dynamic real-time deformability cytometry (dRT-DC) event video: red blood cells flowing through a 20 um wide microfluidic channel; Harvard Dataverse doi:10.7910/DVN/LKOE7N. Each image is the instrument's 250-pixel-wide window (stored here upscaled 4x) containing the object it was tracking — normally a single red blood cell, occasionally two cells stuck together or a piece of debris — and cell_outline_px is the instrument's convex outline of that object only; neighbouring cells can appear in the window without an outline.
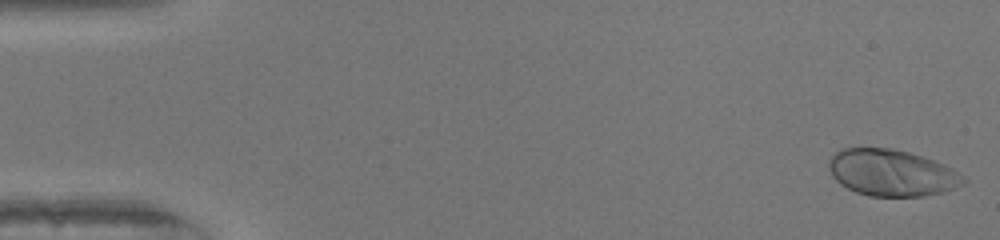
{"species": "human", "species_latin": "Homo sapiens", "temperature_condition": "warm", "stored_images_in_passage": 51, "camera_frame_rate_fps": 3000, "um_per_image_px": 0.085, "donor": {"sex": "female"}, "frame": {"image": 1, "passage_image": 1, "time_ms": 0.0, "image_size_px": [1000, 240], "cell_outline_px": [[968, 180], [964, 184], [944, 192], [924, 196], [868, 196], [856, 192], [840, 184], [832, 176], [828, 168], [828, 160], [836, 152], [844, 148], [892, 148], [908, 152], [944, 164], [952, 168]], "centroid_in_image_um": [75.79, 14.69], "position_along_channel_um": 9.2, "area_um2": 36.53}}
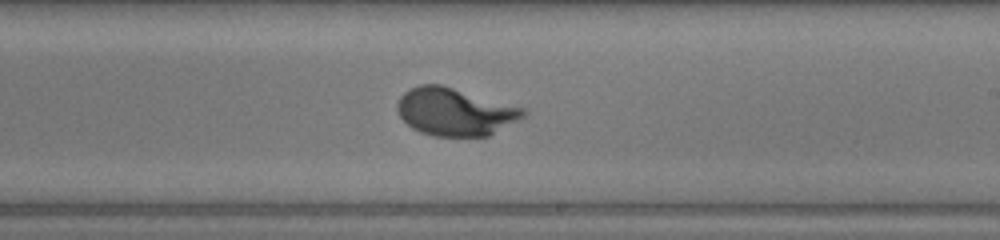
{"frame": {"image": 2, "passage_image": 30, "time_ms": 9.667, "image_size_px": [1000, 240], "cell_outline_px": [[528, 112], [524, 116], [488, 136], [432, 136], [420, 132], [412, 128], [400, 116], [396, 108], [396, 104], [400, 96], [404, 92], [420, 84], [440, 84], [524, 108]], "centroid_in_image_um": [38.64, 9.5], "position_along_channel_um": 250.4, "area_um2": 34.68}}
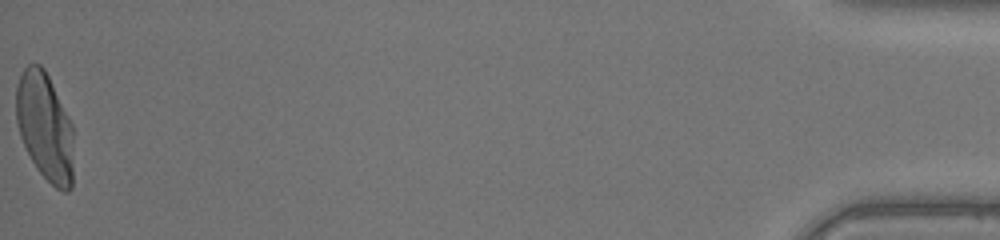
{"frame": {"image": 3, "passage_image": 51, "time_ms": 16.667, "image_size_px": [1000, 240], "cell_outline_px": [[72, 188], [68, 192], [64, 192], [56, 188], [36, 168], [20, 136], [16, 120], [16, 88], [20, 76], [24, 68], [28, 64], [40, 64], [44, 68], [72, 124]], "centroid_in_image_um": [3.81, 10.77], "position_along_channel_um": 431.4, "area_um2": 35.78}, "authors_computed_cell_mechanics": {"area_um2": 34.8534, "velocity_mm_per_s": 4.0604, "shape_relaxation_time_tau1_ms": 3.5339, "shape_relaxation_time_tau2_ms": null, "deformation_change_tau1": 0.2376, "deformation_change_tau2": null}}